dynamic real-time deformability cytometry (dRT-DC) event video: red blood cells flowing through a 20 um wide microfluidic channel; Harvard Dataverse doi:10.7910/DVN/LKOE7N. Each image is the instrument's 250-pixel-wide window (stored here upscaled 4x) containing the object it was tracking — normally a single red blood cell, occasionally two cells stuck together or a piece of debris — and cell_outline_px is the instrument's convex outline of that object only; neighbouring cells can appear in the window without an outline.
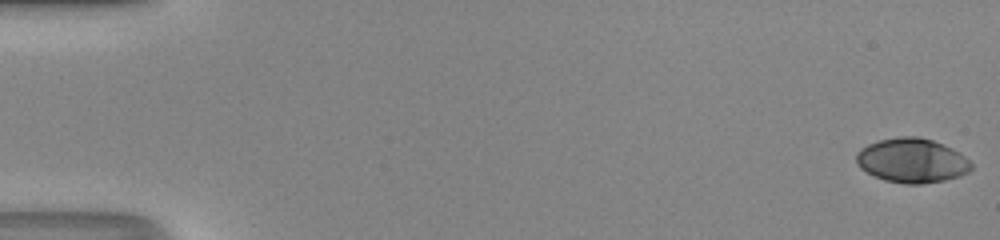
{"species": "human", "species_latin": "Homo sapiens", "temperature_condition": "room temperature", "stored_images_in_passage": 51, "camera_frame_rate_fps": 3000, "um_per_image_px": 0.085, "donor": {"sex": "male"}, "frame": {"image": 1, "passage_image": 1, "time_ms": 0.0, "image_size_px": [1000, 240], "cell_outline_px": [[972, 168], [968, 172], [960, 176], [944, 180], [920, 184], [904, 184], [884, 180], [860, 168], [856, 160], [856, 152], [860, 148], [868, 144], [880, 140], [900, 136], [920, 136], [932, 140], [964, 156], [972, 164]], "centroid_in_image_um": [77.48, 13.65], "position_along_channel_um": 7.5, "area_um2": 29.48}}
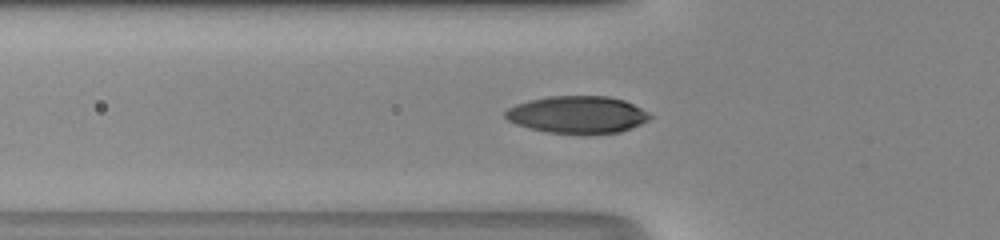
{"frame": {"image": 2, "passage_image": 19, "time_ms": 6.0, "image_size_px": [1000, 240], "cell_outline_px": [[652, 116], [648, 120], [632, 128], [620, 132], [544, 132], [528, 128], [516, 124], [508, 120], [504, 116], [504, 112], [508, 108], [516, 104], [528, 100], [548, 96], [608, 96], [624, 100], [648, 112]], "centroid_in_image_um": [49.04, 9.72], "position_along_channel_um": 76.8, "area_um2": 30.98}}
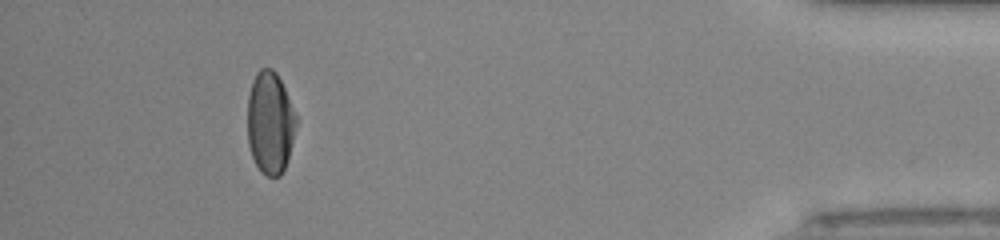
{"frame": {"image": 3, "passage_image": 47, "time_ms": 15.333, "image_size_px": [1000, 240], "cell_outline_px": [[296, 124], [288, 156], [284, 168], [280, 176], [268, 176], [260, 172], [252, 156], [248, 144], [248, 96], [252, 80], [256, 72], [260, 68], [272, 68], [276, 72], [284, 88], [296, 116]], "centroid_in_image_um": [22.93, 10.41], "position_along_channel_um": 412.3, "area_um2": 28.73}, "authors_computed_cell_mechanics": {"area_um2": 29.767, "velocity_mm_per_s": 4.217, "shape_relaxation_time_tau1_ms": 3.6524, "shape_relaxation_time_tau2_ms": 1.729, "deformation_change_tau1": 0.1708, "deformation_change_tau2": 0.0262}}